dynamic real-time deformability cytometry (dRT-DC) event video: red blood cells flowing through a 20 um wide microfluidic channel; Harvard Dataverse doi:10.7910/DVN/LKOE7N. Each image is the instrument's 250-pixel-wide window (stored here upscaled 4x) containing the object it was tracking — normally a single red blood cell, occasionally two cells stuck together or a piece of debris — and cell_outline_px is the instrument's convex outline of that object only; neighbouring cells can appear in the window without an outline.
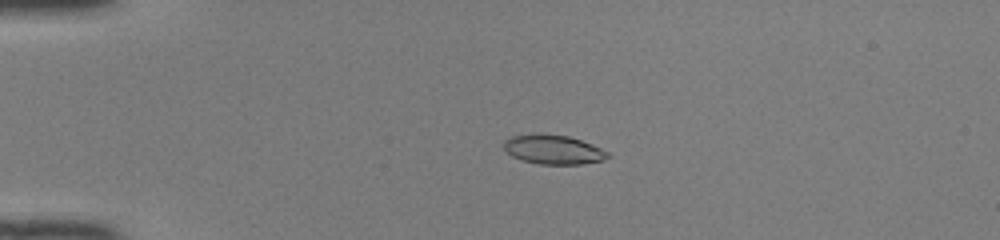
{"species": "common noctule bat (a hibernating species)", "species_latin": "Nyctalus noctula", "temperature_condition": "room temperature", "stored_images_in_passage": 45, "camera_frame_rate_fps": 3000, "um_per_image_px": 0.085, "animal": {"sex": "female", "body_mass_g": 22.0, "forearm_length_mm": 56.7}, "frame": {"image": 1, "passage_image": 8, "time_ms": 2.333, "image_size_px": [1000, 240], "cell_outline_px": [[608, 156], [604, 160], [584, 164], [540, 164], [524, 160], [512, 156], [504, 152], [504, 140], [512, 136], [540, 132], [568, 136], [592, 144], [608, 152]], "centroid_in_image_um": [47.0, 12.69], "position_along_channel_um": 38.0, "area_um2": 17.86}}
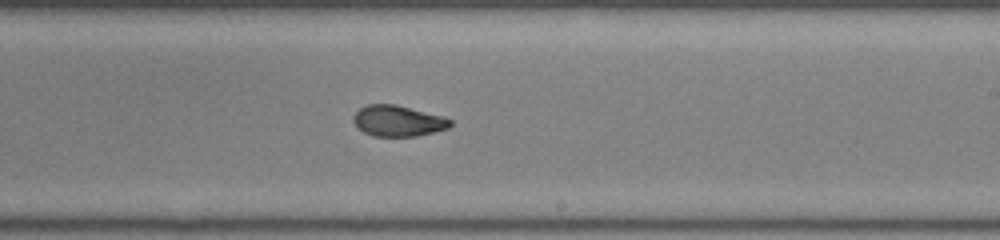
{"frame": {"image": 2, "passage_image": 27, "time_ms": 8.667, "image_size_px": [1000, 240], "cell_outline_px": [[452, 124], [448, 128], [416, 136], [376, 136], [364, 132], [352, 120], [352, 116], [360, 108], [368, 104], [396, 104], [444, 116], [452, 120]], "centroid_in_image_um": [33.84, 10.26], "position_along_channel_um": 255.2, "area_um2": 17.4}}
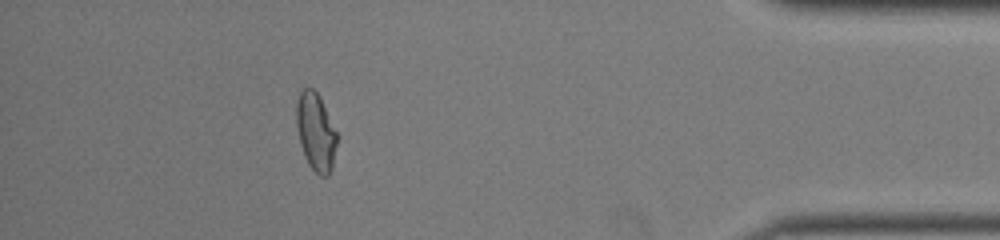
{"frame": {"image": 3, "passage_image": 41, "time_ms": 13.333, "image_size_px": [1000, 240], "cell_outline_px": [[336, 144], [332, 168], [328, 176], [320, 176], [308, 164], [304, 156], [300, 144], [296, 128], [296, 100], [300, 92], [304, 88], [312, 88], [320, 96], [336, 132]], "centroid_in_image_um": [26.81, 11.2], "position_along_channel_um": 408.4, "area_um2": 18.32}, "authors_computed_cell_mechanics": {"area_um2": 18.0914, "velocity_mm_per_s": 4.1515, "shape_relaxation_time_tau1_ms": 4.2801, "shape_relaxation_time_tau2_ms": 1.1905, "deformation_change_tau1": 0.1849, "deformation_change_tau2": 0.066}}